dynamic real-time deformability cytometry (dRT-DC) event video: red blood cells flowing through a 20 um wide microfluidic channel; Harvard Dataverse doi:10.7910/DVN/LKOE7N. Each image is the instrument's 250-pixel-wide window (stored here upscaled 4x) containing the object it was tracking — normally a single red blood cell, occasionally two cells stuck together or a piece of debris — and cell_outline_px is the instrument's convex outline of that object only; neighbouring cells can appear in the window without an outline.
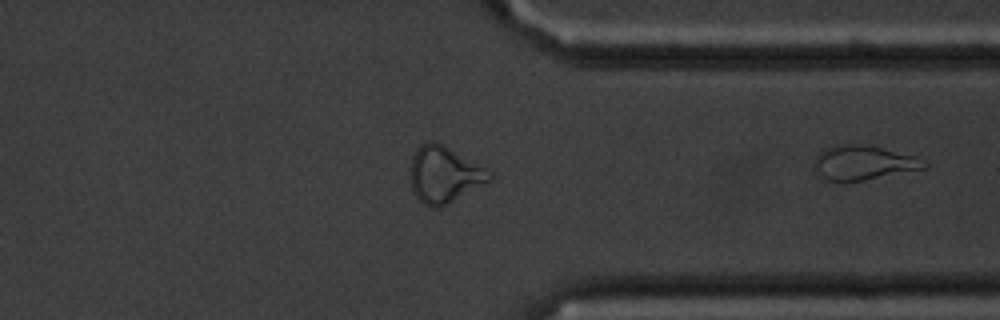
{"species": "common noctule bat (a hibernating species)", "species_latin": "Nyctalus noctula", "temperature_condition": "cold", "stored_images_in_passage": 29, "segment_of_instrument_passage": [2, 2], "camera_frame_rate_fps": 3000, "um_per_image_px": 0.085, "animal": {"sex": "male", "body_mass_g": 20.1, "forearm_length_mm": 53.5}, "frame": {"image": 1, "passage_image": 29, "time_ms": 9.333, "image_size_px": [1000, 320], "cell_outline_px": [[928, 168], [844, 184], [828, 180], [816, 176], [816, 156], [824, 148], [836, 144], [856, 144], [880, 148], [916, 156], [928, 164]], "centroid_in_image_um": [73.36, 13.87], "position_along_channel_um": 338.0, "area_um2": 22.31}}